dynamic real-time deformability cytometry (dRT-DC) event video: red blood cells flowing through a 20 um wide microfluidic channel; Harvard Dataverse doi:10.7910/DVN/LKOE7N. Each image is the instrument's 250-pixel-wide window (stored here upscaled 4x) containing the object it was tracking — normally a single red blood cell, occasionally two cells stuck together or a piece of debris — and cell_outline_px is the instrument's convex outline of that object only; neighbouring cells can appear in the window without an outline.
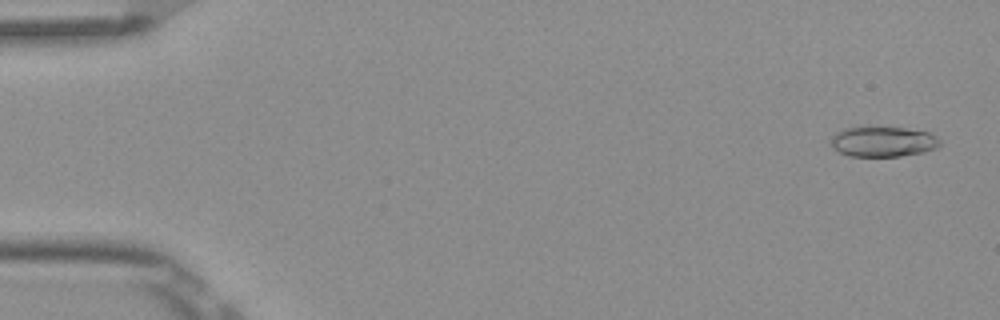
{"species": "Egyptian fruit bat (a non-hibernating species)", "species_latin": "Rousettus aegyptiacus", "temperature_condition": "room temperature", "stored_images_in_passage": 5, "camera_frame_rate_fps": 3000, "um_per_image_px": 0.085, "frame": {"image": 1, "passage_image": 1, "time_ms": 0.0, "image_size_px": [1000, 320], "cell_outline_px": [[940, 144], [936, 148], [924, 152], [900, 156], [848, 156], [832, 148], [828, 140], [836, 132], [844, 128], [904, 128], [928, 132], [936, 136], [940, 140]], "centroid_in_image_um": [75.02, 12.05], "position_along_channel_um": 10.0, "area_um2": 19.13}}
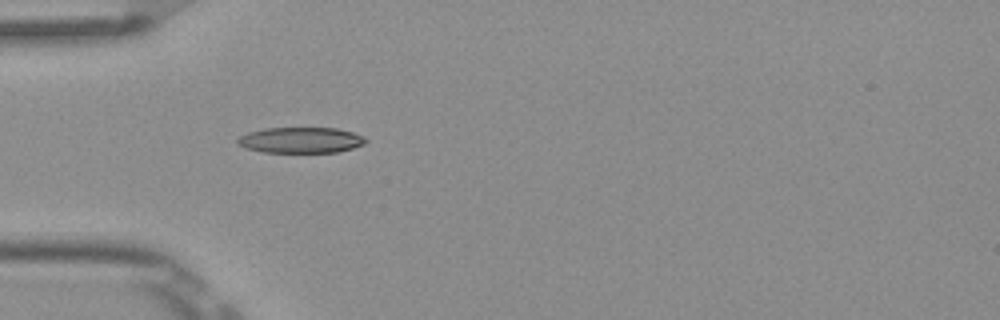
{"frame": {"image": 2, "passage_image": 5, "time_ms": 1.333, "image_size_px": [1000, 320], "cell_outline_px": [[368, 140], [364, 144], [352, 148], [336, 152], [264, 152], [248, 148], [236, 144], [236, 140], [240, 136], [248, 132], [264, 128], [336, 128], [352, 132], [364, 136]], "centroid_in_image_um": [25.56, 11.9], "position_along_channel_um": 59.4, "area_um2": 19.19}}